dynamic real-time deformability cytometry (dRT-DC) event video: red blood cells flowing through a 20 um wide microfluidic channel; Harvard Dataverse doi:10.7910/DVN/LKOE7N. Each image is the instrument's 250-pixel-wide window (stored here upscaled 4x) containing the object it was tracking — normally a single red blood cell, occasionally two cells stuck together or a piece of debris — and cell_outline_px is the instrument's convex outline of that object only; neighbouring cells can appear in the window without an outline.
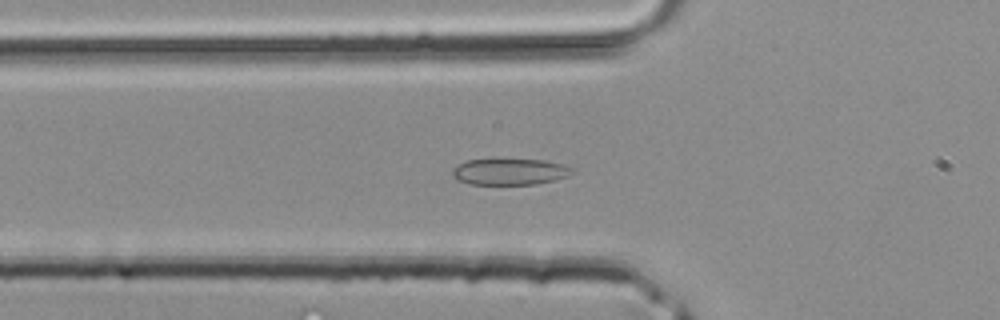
{"species": "common noctule bat (a hibernating species)", "species_latin": "Nyctalus noctula", "temperature_condition": "room temperature", "stored_images_in_passage": 33, "camera_frame_rate_fps": 3000, "um_per_image_px": 0.085, "animal": {"sex": "male", "body_mass_g": 20.4}, "frame": {"image": 1, "passage_image": 6, "time_ms": 1.667, "image_size_px": [1000, 320], "cell_outline_px": [[576, 172], [568, 176], [556, 180], [536, 184], [468, 184], [456, 180], [452, 176], [452, 168], [468, 160], [492, 156], [496, 156], [544, 160], [576, 168]], "centroid_in_image_um": [43.32, 14.54], "position_along_channel_um": 82.5, "area_um2": 19.54}}
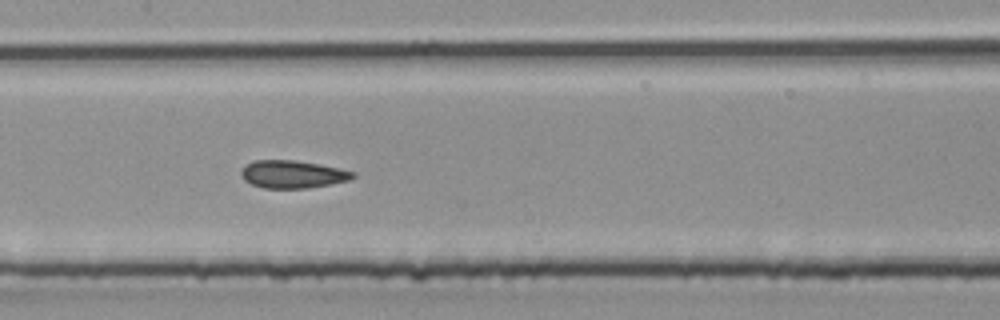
{"frame": {"image": 2, "passage_image": 12, "time_ms": 3.667, "image_size_px": [1000, 320], "cell_outline_px": [[356, 176], [348, 180], [308, 188], [264, 188], [252, 184], [244, 180], [240, 176], [240, 172], [244, 164], [252, 160], [292, 160], [320, 164], [340, 168], [356, 172]], "centroid_in_image_um": [24.83, 14.8], "position_along_channel_um": 182.6, "area_um2": 18.15}}
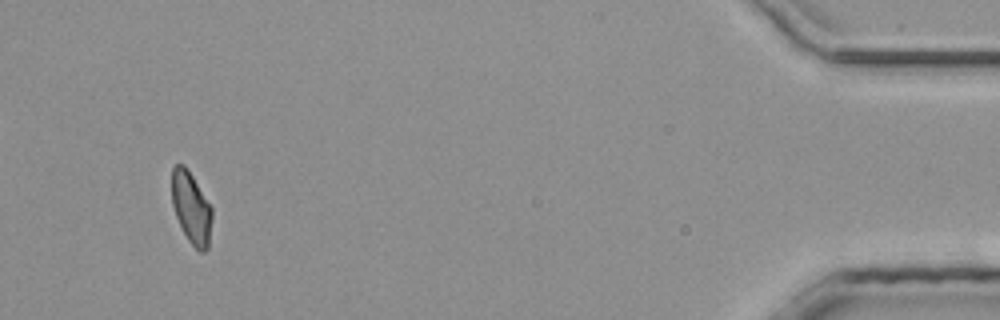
{"frame": {"image": 3, "passage_image": 31, "time_ms": 10.0, "image_size_px": [1000, 320], "cell_outline_px": [[212, 220], [208, 248], [204, 252], [200, 252], [188, 240], [176, 216], [172, 204], [172, 168], [176, 164], [184, 164], [188, 168], [212, 208]], "centroid_in_image_um": [16.26, 17.65], "position_along_channel_um": 418.9, "area_um2": 16.76}}